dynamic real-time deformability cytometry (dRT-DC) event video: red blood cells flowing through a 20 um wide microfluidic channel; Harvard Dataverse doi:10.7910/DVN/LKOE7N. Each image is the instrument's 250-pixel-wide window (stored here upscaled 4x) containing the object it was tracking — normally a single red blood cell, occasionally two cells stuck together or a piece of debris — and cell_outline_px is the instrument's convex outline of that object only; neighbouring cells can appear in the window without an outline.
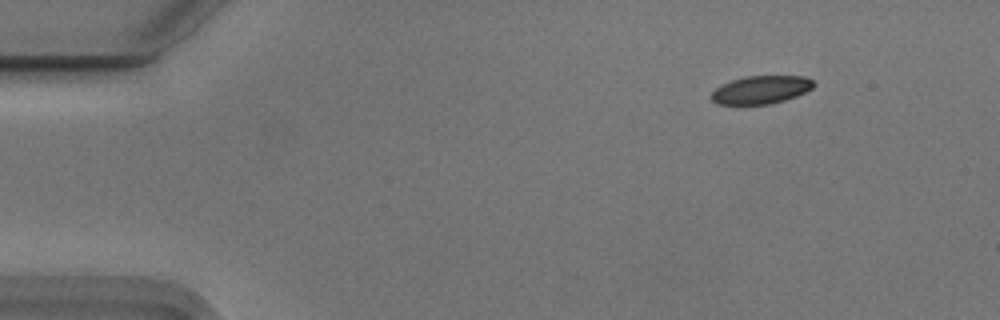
{"species": "Egyptian fruit bat (a non-hibernating species)", "species_latin": "Rousettus aegyptiacus", "temperature_condition": "cold", "stored_images_in_passage": 49, "camera_frame_rate_fps": 3000, "um_per_image_px": 0.085, "animal": {"sex": "male"}, "frame": {"image": 1, "passage_image": 1, "time_ms": 0.0, "image_size_px": [1000, 320], "cell_outline_px": [[816, 84], [812, 88], [796, 96], [784, 100], [768, 104], [716, 104], [708, 96], [716, 88], [732, 80], [744, 76], [808, 76]], "centroid_in_image_um": [64.68, 7.62], "position_along_channel_um": 20.3, "area_um2": 16.7}}
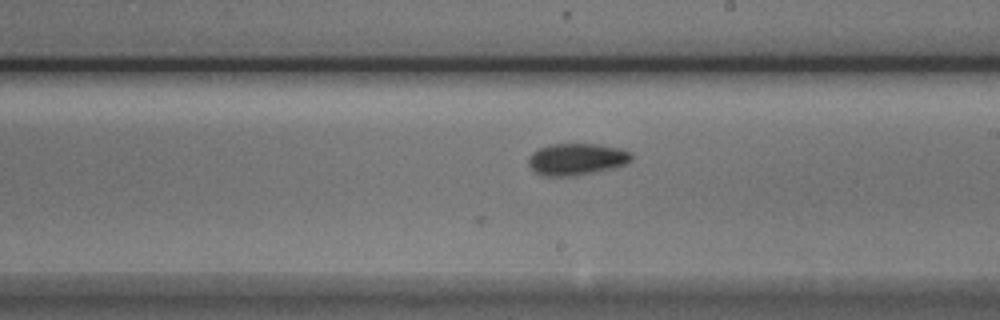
{"frame": {"image": 2, "passage_image": 26, "time_ms": 8.333, "image_size_px": [1000, 320], "cell_outline_px": [[632, 160], [624, 164], [592, 172], [572, 176], [544, 176], [536, 172], [528, 164], [528, 156], [532, 152], [548, 144], [600, 144], [624, 148], [632, 152]], "centroid_in_image_um": [49.01, 13.51], "position_along_channel_um": 240.0, "area_um2": 19.07}}
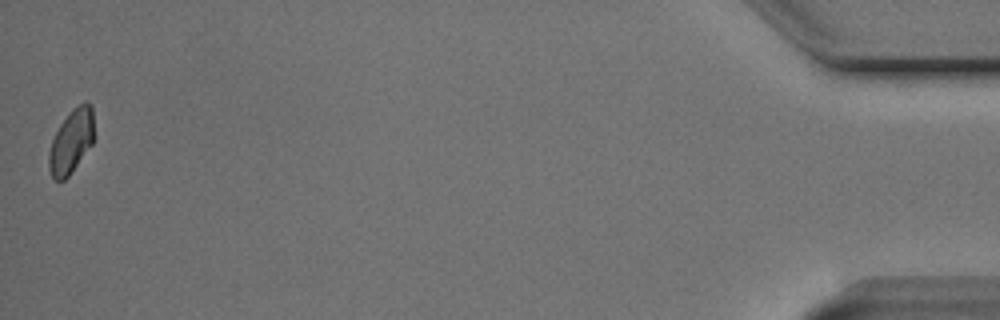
{"frame": {"image": 3, "passage_image": 49, "time_ms": 16.0, "image_size_px": [1000, 320], "cell_outline_px": [[92, 144], [68, 176], [64, 180], [56, 180], [52, 176], [48, 168], [48, 152], [52, 140], [60, 124], [72, 108], [84, 100], [92, 104]], "centroid_in_image_um": [6.03, 11.99], "position_along_channel_um": 429.2, "area_um2": 16.59}, "authors_computed_cell_mechanics": {"area_um2": 17.918, "velocity_mm_per_s": 3.7199, "shape_relaxation_time_tau1_ms": 6.5929, "shape_relaxation_time_tau2_ms": 3.1477, "deformation_change_tau1": 0.1106, "deformation_change_tau2": 0.0662}}